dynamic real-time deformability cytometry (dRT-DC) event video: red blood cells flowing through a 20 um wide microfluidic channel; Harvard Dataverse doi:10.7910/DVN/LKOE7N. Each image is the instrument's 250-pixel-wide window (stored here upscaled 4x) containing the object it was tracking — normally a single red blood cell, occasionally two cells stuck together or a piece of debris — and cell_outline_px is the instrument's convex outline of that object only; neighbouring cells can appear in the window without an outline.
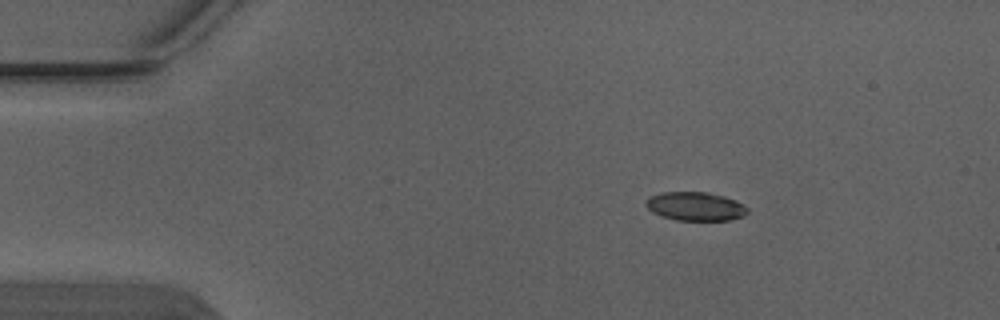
{"species": "Egyptian fruit bat (a non-hibernating species)", "species_latin": "Rousettus aegyptiacus", "temperature_condition": "warm", "stored_images_in_passage": 4, "segment_of_instrument_passage": [1, 2], "camera_frame_rate_fps": 3000, "um_per_image_px": 0.085, "animal": {"sex": "male"}, "frame": {"image": 1, "passage_image": 1, "time_ms": 0.0, "image_size_px": [1000, 320], "cell_outline_px": [[748, 212], [744, 216], [728, 220], [676, 220], [652, 212], [644, 204], [648, 196], [660, 192], [708, 192], [724, 196], [736, 200], [744, 204], [748, 208]], "centroid_in_image_um": [59.11, 17.52], "position_along_channel_um": 25.9, "area_um2": 17.11}}
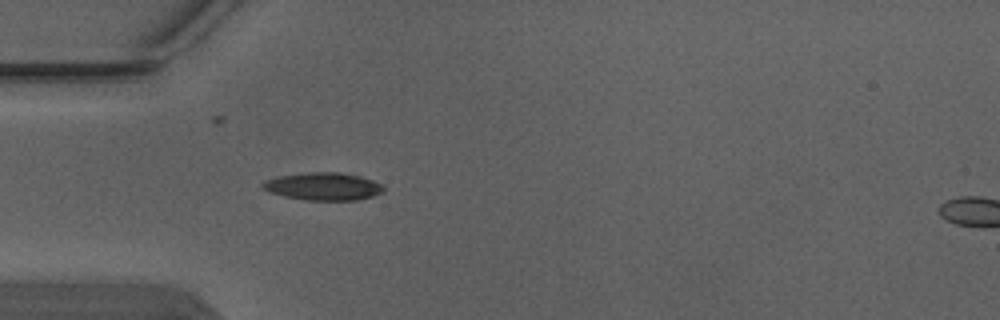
{"frame": {"image": 2, "passage_image": 3, "time_ms": 0.667, "image_size_px": [1000, 320], "cell_outline_px": [[384, 192], [372, 196], [356, 200], [304, 200], [284, 196], [268, 192], [260, 184], [264, 180], [280, 176], [308, 172], [340, 172], [360, 176], [372, 180], [380, 184], [384, 188]], "centroid_in_image_um": [27.46, 15.84], "position_along_channel_um": 57.5, "area_um2": 19.48}}